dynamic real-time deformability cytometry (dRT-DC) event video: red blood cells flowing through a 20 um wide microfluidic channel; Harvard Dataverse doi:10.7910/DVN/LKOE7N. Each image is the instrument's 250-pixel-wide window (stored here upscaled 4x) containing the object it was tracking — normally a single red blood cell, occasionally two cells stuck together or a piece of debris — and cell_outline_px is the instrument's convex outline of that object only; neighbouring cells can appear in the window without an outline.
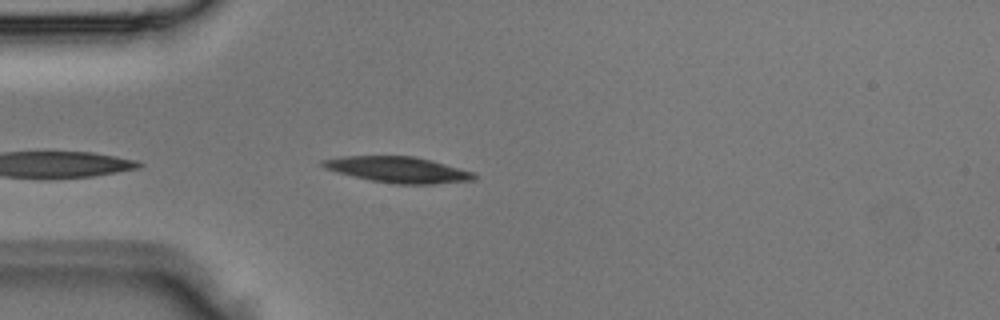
{"species": "Egyptian fruit bat (a non-hibernating species)", "species_latin": "Rousettus aegyptiacus", "temperature_condition": "room temperature", "stored_images_in_passage": 2, "camera_frame_rate_fps": 3000, "um_per_image_px": 0.085, "animal": {"sex": "male"}, "frame": {"image": 1, "passage_image": 2, "time_ms": 0.333, "image_size_px": [1000, 320], "cell_outline_px": [[476, 180], [432, 184], [396, 184], [372, 180], [336, 172], [324, 168], [320, 164], [320, 160], [340, 156], [412, 156], [432, 160], [476, 172]], "centroid_in_image_um": [33.86, 14.41], "position_along_channel_um": 51.1, "area_um2": 23.0}}